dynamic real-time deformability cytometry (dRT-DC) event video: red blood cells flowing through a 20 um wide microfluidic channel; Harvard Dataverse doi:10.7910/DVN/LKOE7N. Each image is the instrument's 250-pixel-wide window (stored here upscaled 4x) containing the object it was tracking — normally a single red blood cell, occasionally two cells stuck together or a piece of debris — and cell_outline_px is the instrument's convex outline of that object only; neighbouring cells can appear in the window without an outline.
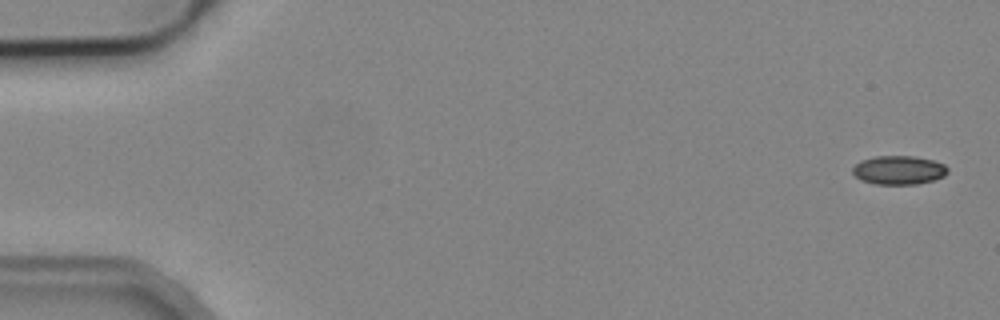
{"species": "common noctule bat (a hibernating species)", "species_latin": "Nyctalus noctula", "temperature_condition": "cold", "stored_images_in_passage": 5, "camera_frame_rate_fps": 3000, "um_per_image_px": 0.085, "animal": {"sex": "male", "body_mass_g": 19.2, "forearm_length_mm": 51.8}, "frame": {"image": 1, "passage_image": 1, "time_ms": 0.0, "image_size_px": [1000, 320], "cell_outline_px": [[948, 172], [944, 176], [936, 180], [916, 184], [876, 184], [860, 180], [852, 172], [852, 168], [860, 160], [872, 156], [916, 156], [932, 160], [944, 164], [948, 168]], "centroid_in_image_um": [76.4, 14.45], "position_along_channel_um": 8.6, "area_um2": 16.13}}